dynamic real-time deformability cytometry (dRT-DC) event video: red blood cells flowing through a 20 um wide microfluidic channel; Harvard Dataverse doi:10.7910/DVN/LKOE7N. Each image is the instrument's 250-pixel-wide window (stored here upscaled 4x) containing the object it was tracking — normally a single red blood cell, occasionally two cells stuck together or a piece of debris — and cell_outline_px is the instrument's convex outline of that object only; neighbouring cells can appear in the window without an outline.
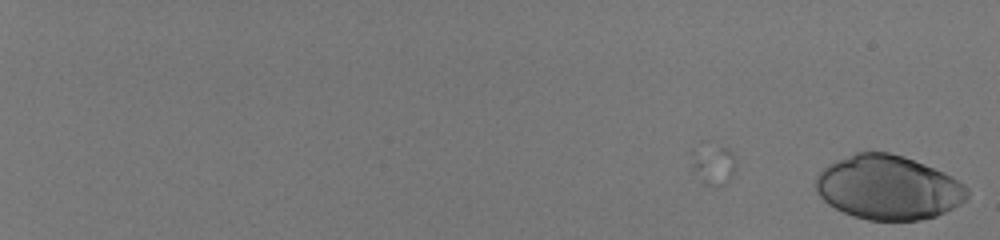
{"species": "human", "species_latin": "Homo sapiens", "temperature_condition": "room temperature", "stored_images_in_passage": 3, "camera_frame_rate_fps": 3000, "um_per_image_px": 0.085, "donor": {"sex": "male"}, "frame": {"image": 1, "passage_image": 1, "time_ms": 0.0, "image_size_px": [1000, 240], "cell_outline_px": [[968, 196], [960, 204], [936, 216], [920, 220], [868, 220], [852, 216], [828, 204], [816, 192], [816, 176], [828, 164], [836, 160], [856, 152], [888, 152], [904, 156], [944, 172], [952, 176], [964, 184], [968, 188]], "centroid_in_image_um": [75.5, 15.94], "position_along_channel_um": 9.5, "area_um2": 56.59}}